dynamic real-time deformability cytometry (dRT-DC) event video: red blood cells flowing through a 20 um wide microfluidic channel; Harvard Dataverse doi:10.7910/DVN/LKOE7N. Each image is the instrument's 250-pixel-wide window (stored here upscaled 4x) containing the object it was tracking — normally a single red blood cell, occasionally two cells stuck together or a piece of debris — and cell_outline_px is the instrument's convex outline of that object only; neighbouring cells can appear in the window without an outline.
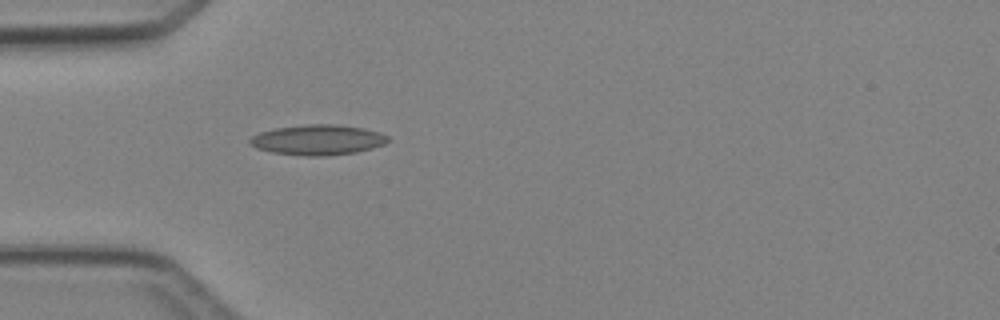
{"species": "Egyptian fruit bat (a non-hibernating species)", "species_latin": "Rousettus aegyptiacus", "temperature_condition": "cold", "stored_images_in_passage": 1, "camera_frame_rate_fps": 3000, "um_per_image_px": 0.085, "animal": {"sex": "female"}, "frame": {"image": 1, "passage_image": 1, "time_ms": 0.0, "image_size_px": [1000, 320], "cell_outline_px": [[388, 140], [384, 144], [372, 148], [356, 152], [324, 156], [304, 156], [272, 152], [256, 148], [248, 144], [248, 140], [252, 136], [260, 132], [276, 128], [308, 124], [336, 124], [364, 128], [380, 132], [388, 136]], "centroid_in_image_um": [26.99, 11.89], "position_along_channel_um": 58.0, "area_um2": 24.39}}